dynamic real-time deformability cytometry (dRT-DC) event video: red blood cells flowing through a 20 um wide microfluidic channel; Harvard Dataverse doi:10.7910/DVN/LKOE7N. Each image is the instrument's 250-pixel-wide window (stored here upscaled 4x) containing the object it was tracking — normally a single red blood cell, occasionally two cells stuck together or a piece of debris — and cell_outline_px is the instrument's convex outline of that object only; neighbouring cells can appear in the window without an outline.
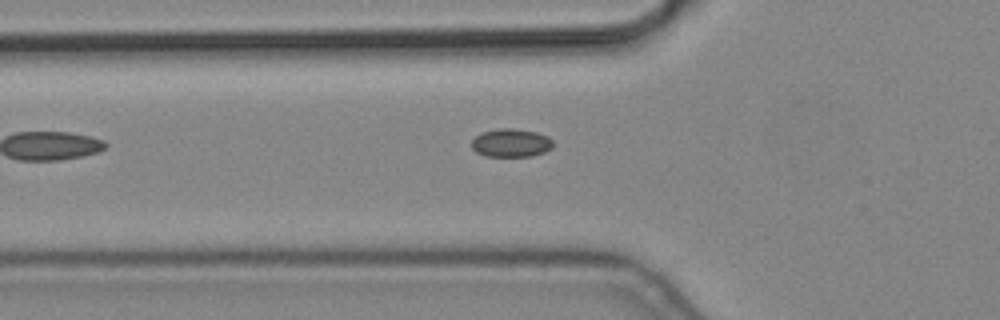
{"species": "common noctule bat (a hibernating species)", "species_latin": "Nyctalus noctula", "temperature_condition": "cold", "stored_images_in_passage": 3, "camera_frame_rate_fps": 3000, "um_per_image_px": 0.085, "animal": {"sex": "male", "body_mass_g": 19.2, "forearm_length_mm": 51.8}, "frame": {"image": 1, "passage_image": 2, "time_ms": 0.333, "image_size_px": [1000, 320], "cell_outline_px": [[552, 148], [544, 152], [532, 156], [484, 156], [476, 152], [472, 148], [472, 140], [480, 132], [500, 128], [512, 128], [536, 132], [548, 136], [552, 140]], "centroid_in_image_um": [43.42, 12.14], "position_along_channel_um": 82.4, "area_um2": 13.47}}
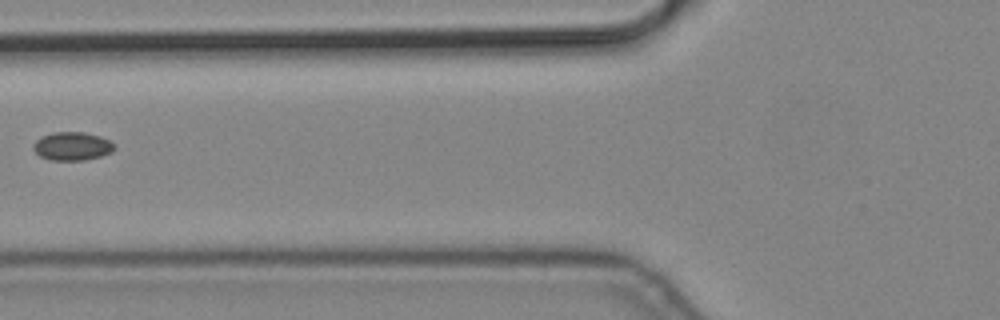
{"frame": {"image": 2, "passage_image": 3, "time_ms": 0.667, "image_size_px": [1000, 320], "cell_outline_px": [[116, 148], [112, 152], [100, 156], [84, 160], [52, 160], [40, 156], [32, 148], [32, 144], [36, 140], [52, 132], [84, 132], [100, 136], [116, 144]], "centroid_in_image_um": [6.16, 12.42], "position_along_channel_um": 119.6, "area_um2": 13.41}}